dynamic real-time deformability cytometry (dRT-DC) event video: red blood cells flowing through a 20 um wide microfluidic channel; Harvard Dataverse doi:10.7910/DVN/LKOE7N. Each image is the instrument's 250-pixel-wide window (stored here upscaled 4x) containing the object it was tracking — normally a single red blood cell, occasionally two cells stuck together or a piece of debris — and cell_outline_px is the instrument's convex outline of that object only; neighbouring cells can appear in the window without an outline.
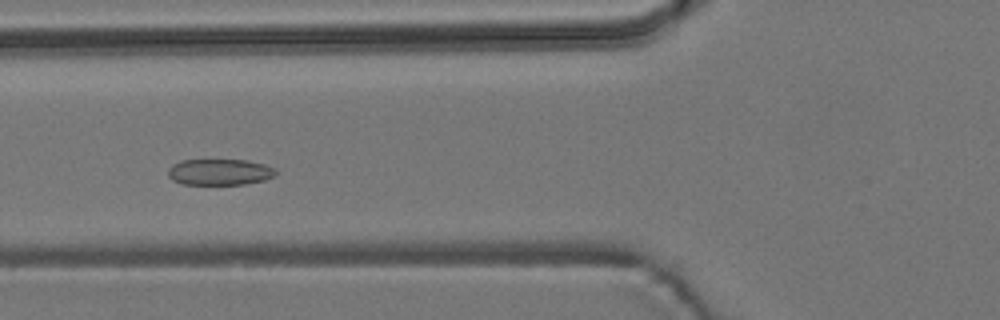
{"species": "common noctule bat (a hibernating species)", "species_latin": "Nyctalus noctula", "temperature_condition": "room temperature", "stored_images_in_passage": 6, "camera_frame_rate_fps": 3000, "um_per_image_px": 0.085, "animal": {"sex": "male", "body_mass_g": 19.2, "forearm_length_mm": 51.8}, "frame": {"image": 1, "passage_image": 5, "time_ms": 4.333, "image_size_px": [1000, 320], "cell_outline_px": [[276, 176], [264, 180], [244, 184], [180, 184], [172, 180], [168, 176], [168, 168], [172, 164], [180, 160], [248, 160], [264, 164], [276, 168]], "centroid_in_image_um": [18.66, 14.62], "position_along_channel_um": 107.1, "area_um2": 16.59}}
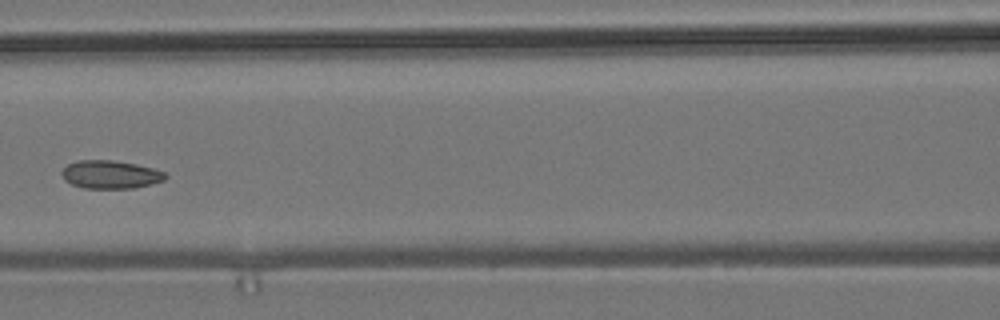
{"frame": {"image": 2, "passage_image": 6, "time_ms": 5.667, "image_size_px": [1000, 320], "cell_outline_px": [[168, 176], [164, 180], [152, 184], [132, 188], [84, 188], [72, 184], [64, 180], [60, 172], [68, 164], [76, 160], [112, 160], [136, 164], [152, 168], [164, 172]], "centroid_in_image_um": [9.37, 14.83], "position_along_channel_um": 157.2, "area_um2": 16.99}}